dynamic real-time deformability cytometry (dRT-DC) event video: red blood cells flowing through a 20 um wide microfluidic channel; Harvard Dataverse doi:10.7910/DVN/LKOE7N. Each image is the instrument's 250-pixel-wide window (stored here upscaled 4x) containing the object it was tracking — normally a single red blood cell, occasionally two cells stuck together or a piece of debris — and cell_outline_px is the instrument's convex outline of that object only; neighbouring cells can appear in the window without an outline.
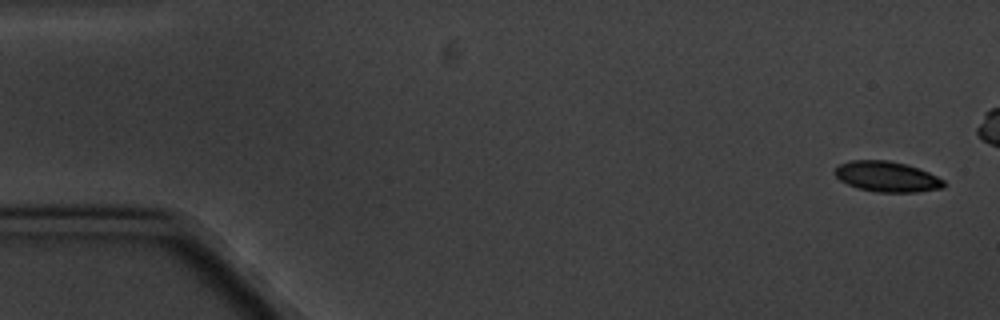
{"species": "common noctule bat (a hibernating species)", "species_latin": "Nyctalus noctula", "temperature_condition": "cold", "stored_images_in_passage": 11, "camera_frame_rate_fps": 3000, "um_per_image_px": 0.085, "animal": {"sex": "male", "body_mass_g": 20.1, "forearm_length_mm": 53.5}, "frame": {"image": 1, "passage_image": 1, "time_ms": 0.0, "image_size_px": [1000, 320], "cell_outline_px": [[944, 188], [916, 192], [876, 192], [856, 188], [840, 180], [832, 172], [840, 164], [848, 160], [888, 160], [908, 164], [928, 172], [944, 180]], "centroid_in_image_um": [75.37, 15.01], "position_along_channel_um": 9.6, "area_um2": 19.48}}
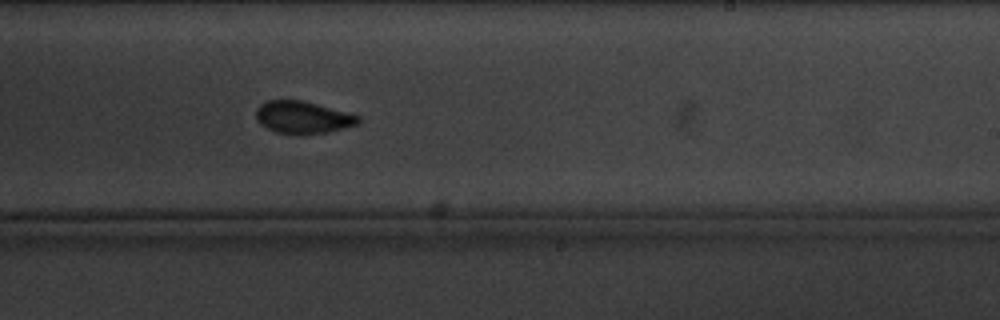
{"frame": {"image": 2, "passage_image": 10, "time_ms": 11.333, "image_size_px": [1000, 320], "cell_outline_px": [[360, 124], [328, 132], [300, 136], [296, 136], [276, 132], [260, 124], [256, 120], [256, 108], [264, 100], [304, 100], [360, 116]], "centroid_in_image_um": [25.72, 9.99], "position_along_channel_um": 263.3, "area_um2": 19.71}}